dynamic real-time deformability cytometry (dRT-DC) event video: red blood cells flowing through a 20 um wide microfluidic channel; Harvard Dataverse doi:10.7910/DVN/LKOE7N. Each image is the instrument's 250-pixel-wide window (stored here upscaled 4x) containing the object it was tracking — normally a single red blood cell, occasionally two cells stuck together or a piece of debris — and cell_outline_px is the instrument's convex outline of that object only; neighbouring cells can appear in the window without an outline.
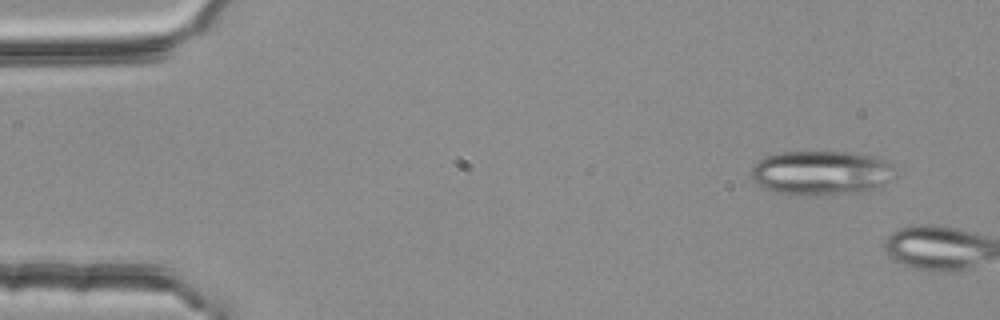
{"species": "common noctule bat (a hibernating species)", "species_latin": "Nyctalus noctula", "temperature_condition": "room temperature", "stored_images_in_passage": 2, "camera_frame_rate_fps": 3000, "um_per_image_px": 0.085, "animal": {"sex": "female", "body_mass_g": 25.1}, "frame": {"image": 1, "passage_image": 1, "time_ms": 0.0, "image_size_px": [1000, 320], "cell_outline_px": [[888, 180], [884, 184], [872, 188], [812, 196], [776, 192], [756, 184], [752, 180], [752, 168], [764, 156], [784, 152], [848, 152], [872, 156], [884, 160], [888, 164]], "centroid_in_image_um": [69.65, 14.67], "position_along_channel_um": 15.3, "area_um2": 35.84}}